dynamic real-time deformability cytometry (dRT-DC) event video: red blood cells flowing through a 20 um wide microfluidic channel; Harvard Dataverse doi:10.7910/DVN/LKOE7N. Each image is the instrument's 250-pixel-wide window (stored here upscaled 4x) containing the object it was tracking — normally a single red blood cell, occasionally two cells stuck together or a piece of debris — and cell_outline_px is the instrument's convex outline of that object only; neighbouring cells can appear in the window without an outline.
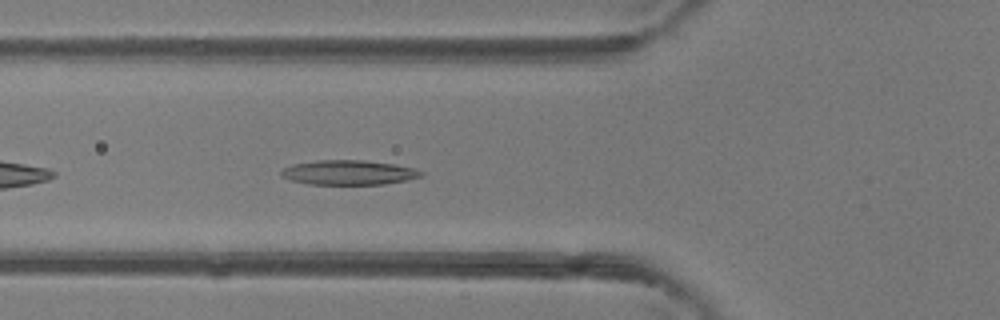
{"species": "common noctule bat (a hibernating species)", "species_latin": "Nyctalus noctula", "temperature_condition": "room temperature", "stored_images_in_passage": 29, "camera_frame_rate_fps": 3000, "um_per_image_px": 0.085, "animal": {"sex": "female"}, "frame": {"image": 1, "passage_image": 5, "time_ms": 1.333, "image_size_px": [1000, 320], "cell_outline_px": [[424, 176], [408, 180], [384, 184], [308, 184], [292, 180], [280, 176], [280, 172], [284, 168], [292, 164], [316, 160], [364, 160], [392, 164], [412, 168], [424, 172]], "centroid_in_image_um": [29.63, 14.66], "position_along_channel_um": 96.2, "area_um2": 20.06}}
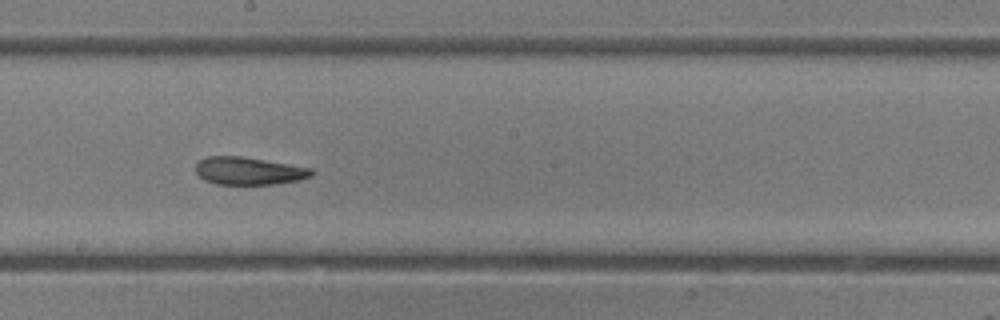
{"frame": {"image": 2, "passage_image": 14, "time_ms": 4.333, "image_size_px": [1000, 320], "cell_outline_px": [[316, 172], [312, 176], [300, 180], [272, 184], [216, 184], [204, 180], [196, 172], [196, 164], [200, 160], [208, 156], [244, 156], [312, 168]], "centroid_in_image_um": [21.18, 14.52], "position_along_channel_um": 227.0, "area_um2": 18.79}}
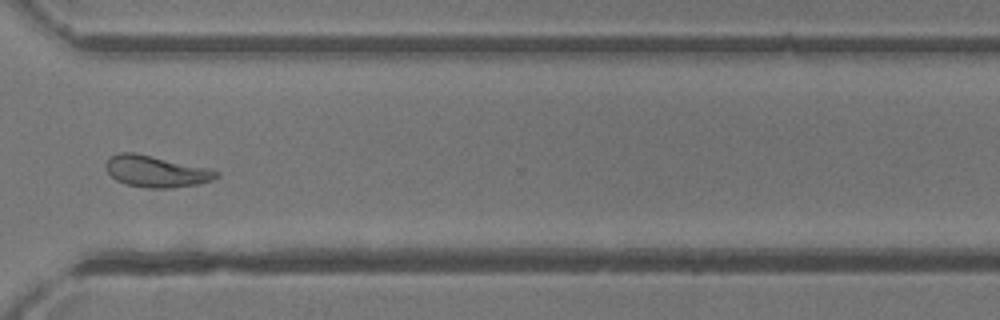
{"frame": {"image": 3, "passage_image": 23, "time_ms": 7.333, "image_size_px": [1000, 320], "cell_outline_px": [[220, 176], [212, 180], [196, 184], [172, 188], [148, 188], [128, 184], [116, 180], [108, 172], [104, 164], [108, 156], [120, 152], [132, 152], [152, 156], [208, 168], [220, 172]], "centroid_in_image_um": [13.25, 14.56], "position_along_channel_um": 357.4, "area_um2": 20.17}, "authors_computed_cell_mechanics": {"area_um2": 19.5942, "velocity_mm_per_s": 4.3527, "shape_relaxation_time_tau1_ms": 9.5915, "shape_relaxation_time_tau2_ms": 3.0963, "deformation_change_tau1": 0.2492, "deformation_change_tau2": 0.1154}}